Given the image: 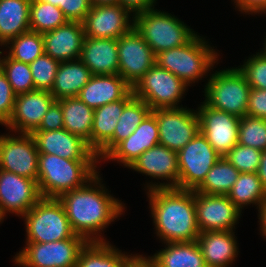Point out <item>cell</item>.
<instances>
[{
	"label": "cell",
	"mask_w": 266,
	"mask_h": 267,
	"mask_svg": "<svg viewBox=\"0 0 266 267\" xmlns=\"http://www.w3.org/2000/svg\"><path fill=\"white\" fill-rule=\"evenodd\" d=\"M106 188L99 171L84 186L58 198L72 231L88 242L107 241L102 231L125 214V204Z\"/></svg>",
	"instance_id": "6da1fadb"
},
{
	"label": "cell",
	"mask_w": 266,
	"mask_h": 267,
	"mask_svg": "<svg viewBox=\"0 0 266 267\" xmlns=\"http://www.w3.org/2000/svg\"><path fill=\"white\" fill-rule=\"evenodd\" d=\"M155 234L163 243L198 239L195 192L179 188L146 191Z\"/></svg>",
	"instance_id": "7a4b0ae2"
},
{
	"label": "cell",
	"mask_w": 266,
	"mask_h": 267,
	"mask_svg": "<svg viewBox=\"0 0 266 267\" xmlns=\"http://www.w3.org/2000/svg\"><path fill=\"white\" fill-rule=\"evenodd\" d=\"M99 160H69L56 155L39 154L38 189L43 198H59L84 186L98 172Z\"/></svg>",
	"instance_id": "3957f363"
},
{
	"label": "cell",
	"mask_w": 266,
	"mask_h": 267,
	"mask_svg": "<svg viewBox=\"0 0 266 267\" xmlns=\"http://www.w3.org/2000/svg\"><path fill=\"white\" fill-rule=\"evenodd\" d=\"M212 47L204 36L197 34L184 46L159 52L156 64L192 87V84L210 76L215 64H219V50Z\"/></svg>",
	"instance_id": "277c9868"
},
{
	"label": "cell",
	"mask_w": 266,
	"mask_h": 267,
	"mask_svg": "<svg viewBox=\"0 0 266 267\" xmlns=\"http://www.w3.org/2000/svg\"><path fill=\"white\" fill-rule=\"evenodd\" d=\"M134 28L156 55L188 44L198 33L174 14L155 7L134 15Z\"/></svg>",
	"instance_id": "5b68a950"
},
{
	"label": "cell",
	"mask_w": 266,
	"mask_h": 267,
	"mask_svg": "<svg viewBox=\"0 0 266 267\" xmlns=\"http://www.w3.org/2000/svg\"><path fill=\"white\" fill-rule=\"evenodd\" d=\"M204 85V102L239 118L247 115L251 86L237 67L215 70Z\"/></svg>",
	"instance_id": "8992f818"
},
{
	"label": "cell",
	"mask_w": 266,
	"mask_h": 267,
	"mask_svg": "<svg viewBox=\"0 0 266 267\" xmlns=\"http://www.w3.org/2000/svg\"><path fill=\"white\" fill-rule=\"evenodd\" d=\"M21 218L26 231L25 243H46L71 238L72 231L64 206L57 198H41Z\"/></svg>",
	"instance_id": "52a82bcc"
},
{
	"label": "cell",
	"mask_w": 266,
	"mask_h": 267,
	"mask_svg": "<svg viewBox=\"0 0 266 267\" xmlns=\"http://www.w3.org/2000/svg\"><path fill=\"white\" fill-rule=\"evenodd\" d=\"M87 240L77 234L46 243H25L13 257L17 267H77L78 257Z\"/></svg>",
	"instance_id": "ba28073f"
},
{
	"label": "cell",
	"mask_w": 266,
	"mask_h": 267,
	"mask_svg": "<svg viewBox=\"0 0 266 267\" xmlns=\"http://www.w3.org/2000/svg\"><path fill=\"white\" fill-rule=\"evenodd\" d=\"M132 90L134 96L147 103L151 110L177 108L183 107L179 104L188 91V85L170 71L155 64Z\"/></svg>",
	"instance_id": "9c48e42d"
},
{
	"label": "cell",
	"mask_w": 266,
	"mask_h": 267,
	"mask_svg": "<svg viewBox=\"0 0 266 267\" xmlns=\"http://www.w3.org/2000/svg\"><path fill=\"white\" fill-rule=\"evenodd\" d=\"M177 154V188L191 191H195L202 184L208 171L222 157L200 131Z\"/></svg>",
	"instance_id": "30bf717a"
},
{
	"label": "cell",
	"mask_w": 266,
	"mask_h": 267,
	"mask_svg": "<svg viewBox=\"0 0 266 267\" xmlns=\"http://www.w3.org/2000/svg\"><path fill=\"white\" fill-rule=\"evenodd\" d=\"M187 108H159L151 111L158 122L159 144L178 152L199 133L197 111Z\"/></svg>",
	"instance_id": "8fae6325"
},
{
	"label": "cell",
	"mask_w": 266,
	"mask_h": 267,
	"mask_svg": "<svg viewBox=\"0 0 266 267\" xmlns=\"http://www.w3.org/2000/svg\"><path fill=\"white\" fill-rule=\"evenodd\" d=\"M38 161L39 152L31 134L0 135V169L37 181Z\"/></svg>",
	"instance_id": "7c38bea8"
},
{
	"label": "cell",
	"mask_w": 266,
	"mask_h": 267,
	"mask_svg": "<svg viewBox=\"0 0 266 267\" xmlns=\"http://www.w3.org/2000/svg\"><path fill=\"white\" fill-rule=\"evenodd\" d=\"M140 174L149 176L158 182L148 181L145 191L156 188H177L179 183L177 151L157 144L142 153L129 167ZM164 180L166 182L160 181Z\"/></svg>",
	"instance_id": "4fadbf2b"
},
{
	"label": "cell",
	"mask_w": 266,
	"mask_h": 267,
	"mask_svg": "<svg viewBox=\"0 0 266 267\" xmlns=\"http://www.w3.org/2000/svg\"><path fill=\"white\" fill-rule=\"evenodd\" d=\"M118 74L133 88L156 64V54L133 28L118 38Z\"/></svg>",
	"instance_id": "5bb4252c"
},
{
	"label": "cell",
	"mask_w": 266,
	"mask_h": 267,
	"mask_svg": "<svg viewBox=\"0 0 266 267\" xmlns=\"http://www.w3.org/2000/svg\"><path fill=\"white\" fill-rule=\"evenodd\" d=\"M195 207L200 233L235 231L243 213L227 195L195 192Z\"/></svg>",
	"instance_id": "9a60e30c"
},
{
	"label": "cell",
	"mask_w": 266,
	"mask_h": 267,
	"mask_svg": "<svg viewBox=\"0 0 266 267\" xmlns=\"http://www.w3.org/2000/svg\"><path fill=\"white\" fill-rule=\"evenodd\" d=\"M197 108L200 132L215 151L225 156L238 144L240 118L227 112L216 110L204 101Z\"/></svg>",
	"instance_id": "2e32d148"
},
{
	"label": "cell",
	"mask_w": 266,
	"mask_h": 267,
	"mask_svg": "<svg viewBox=\"0 0 266 267\" xmlns=\"http://www.w3.org/2000/svg\"><path fill=\"white\" fill-rule=\"evenodd\" d=\"M36 180L0 169V216L15 214L22 217L40 199Z\"/></svg>",
	"instance_id": "e0dca14e"
},
{
	"label": "cell",
	"mask_w": 266,
	"mask_h": 267,
	"mask_svg": "<svg viewBox=\"0 0 266 267\" xmlns=\"http://www.w3.org/2000/svg\"><path fill=\"white\" fill-rule=\"evenodd\" d=\"M82 24L86 37L118 39L134 28V15L120 4L97 5Z\"/></svg>",
	"instance_id": "ac0fdd59"
},
{
	"label": "cell",
	"mask_w": 266,
	"mask_h": 267,
	"mask_svg": "<svg viewBox=\"0 0 266 267\" xmlns=\"http://www.w3.org/2000/svg\"><path fill=\"white\" fill-rule=\"evenodd\" d=\"M55 101L54 96L47 90H32L16 95L12 114L4 125L9 133L31 134L35 131Z\"/></svg>",
	"instance_id": "d6986e66"
},
{
	"label": "cell",
	"mask_w": 266,
	"mask_h": 267,
	"mask_svg": "<svg viewBox=\"0 0 266 267\" xmlns=\"http://www.w3.org/2000/svg\"><path fill=\"white\" fill-rule=\"evenodd\" d=\"M39 154L60 156L69 160H98L88 142L66 129L35 130L31 133Z\"/></svg>",
	"instance_id": "ffe728a7"
},
{
	"label": "cell",
	"mask_w": 266,
	"mask_h": 267,
	"mask_svg": "<svg viewBox=\"0 0 266 267\" xmlns=\"http://www.w3.org/2000/svg\"><path fill=\"white\" fill-rule=\"evenodd\" d=\"M159 144L158 122L150 112L135 131L120 142L103 160L129 167L146 150Z\"/></svg>",
	"instance_id": "44dd1931"
},
{
	"label": "cell",
	"mask_w": 266,
	"mask_h": 267,
	"mask_svg": "<svg viewBox=\"0 0 266 267\" xmlns=\"http://www.w3.org/2000/svg\"><path fill=\"white\" fill-rule=\"evenodd\" d=\"M134 97L131 90L123 99L98 107L94 110L91 129V149L99 162L112 151V136L124 106Z\"/></svg>",
	"instance_id": "7402d4cb"
},
{
	"label": "cell",
	"mask_w": 266,
	"mask_h": 267,
	"mask_svg": "<svg viewBox=\"0 0 266 267\" xmlns=\"http://www.w3.org/2000/svg\"><path fill=\"white\" fill-rule=\"evenodd\" d=\"M44 54L59 62L80 58L85 39L82 22L68 21L58 28L42 34Z\"/></svg>",
	"instance_id": "603a6c76"
},
{
	"label": "cell",
	"mask_w": 266,
	"mask_h": 267,
	"mask_svg": "<svg viewBox=\"0 0 266 267\" xmlns=\"http://www.w3.org/2000/svg\"><path fill=\"white\" fill-rule=\"evenodd\" d=\"M132 87L119 75H92L77 96L93 110L123 99Z\"/></svg>",
	"instance_id": "cb8c5ba5"
},
{
	"label": "cell",
	"mask_w": 266,
	"mask_h": 267,
	"mask_svg": "<svg viewBox=\"0 0 266 267\" xmlns=\"http://www.w3.org/2000/svg\"><path fill=\"white\" fill-rule=\"evenodd\" d=\"M79 59L93 75L118 74V39L85 37Z\"/></svg>",
	"instance_id": "d4e9b609"
},
{
	"label": "cell",
	"mask_w": 266,
	"mask_h": 267,
	"mask_svg": "<svg viewBox=\"0 0 266 267\" xmlns=\"http://www.w3.org/2000/svg\"><path fill=\"white\" fill-rule=\"evenodd\" d=\"M236 238L234 231L200 233L196 241L207 267H231L239 252Z\"/></svg>",
	"instance_id": "484cf974"
},
{
	"label": "cell",
	"mask_w": 266,
	"mask_h": 267,
	"mask_svg": "<svg viewBox=\"0 0 266 267\" xmlns=\"http://www.w3.org/2000/svg\"><path fill=\"white\" fill-rule=\"evenodd\" d=\"M31 0H0V44L30 30Z\"/></svg>",
	"instance_id": "4316f807"
},
{
	"label": "cell",
	"mask_w": 266,
	"mask_h": 267,
	"mask_svg": "<svg viewBox=\"0 0 266 267\" xmlns=\"http://www.w3.org/2000/svg\"><path fill=\"white\" fill-rule=\"evenodd\" d=\"M92 75L80 59L60 62L50 93L55 100L76 97Z\"/></svg>",
	"instance_id": "83f0119b"
},
{
	"label": "cell",
	"mask_w": 266,
	"mask_h": 267,
	"mask_svg": "<svg viewBox=\"0 0 266 267\" xmlns=\"http://www.w3.org/2000/svg\"><path fill=\"white\" fill-rule=\"evenodd\" d=\"M164 248L149 256L156 267H207L197 241L164 243Z\"/></svg>",
	"instance_id": "f1b7e54d"
},
{
	"label": "cell",
	"mask_w": 266,
	"mask_h": 267,
	"mask_svg": "<svg viewBox=\"0 0 266 267\" xmlns=\"http://www.w3.org/2000/svg\"><path fill=\"white\" fill-rule=\"evenodd\" d=\"M63 112V128L71 134L80 136L91 148V129L94 110L76 97L57 100Z\"/></svg>",
	"instance_id": "f546056e"
},
{
	"label": "cell",
	"mask_w": 266,
	"mask_h": 267,
	"mask_svg": "<svg viewBox=\"0 0 266 267\" xmlns=\"http://www.w3.org/2000/svg\"><path fill=\"white\" fill-rule=\"evenodd\" d=\"M133 255L122 252L110 241L87 242L80 251L77 267H123Z\"/></svg>",
	"instance_id": "4dcf8cb0"
},
{
	"label": "cell",
	"mask_w": 266,
	"mask_h": 267,
	"mask_svg": "<svg viewBox=\"0 0 266 267\" xmlns=\"http://www.w3.org/2000/svg\"><path fill=\"white\" fill-rule=\"evenodd\" d=\"M227 196L241 211L251 204L258 209L266 201V189L257 173L244 172L239 174Z\"/></svg>",
	"instance_id": "1f68e13d"
},
{
	"label": "cell",
	"mask_w": 266,
	"mask_h": 267,
	"mask_svg": "<svg viewBox=\"0 0 266 267\" xmlns=\"http://www.w3.org/2000/svg\"><path fill=\"white\" fill-rule=\"evenodd\" d=\"M240 172L222 156L208 171L202 184L194 191L210 195H227Z\"/></svg>",
	"instance_id": "d6a6232c"
},
{
	"label": "cell",
	"mask_w": 266,
	"mask_h": 267,
	"mask_svg": "<svg viewBox=\"0 0 266 267\" xmlns=\"http://www.w3.org/2000/svg\"><path fill=\"white\" fill-rule=\"evenodd\" d=\"M151 108L142 99L133 97L125 106L112 136V150L129 135L151 112Z\"/></svg>",
	"instance_id": "836d02e7"
},
{
	"label": "cell",
	"mask_w": 266,
	"mask_h": 267,
	"mask_svg": "<svg viewBox=\"0 0 266 267\" xmlns=\"http://www.w3.org/2000/svg\"><path fill=\"white\" fill-rule=\"evenodd\" d=\"M4 47L8 48L6 53L10 58L27 64L44 54L42 34L30 30L15 37Z\"/></svg>",
	"instance_id": "e575fe53"
},
{
	"label": "cell",
	"mask_w": 266,
	"mask_h": 267,
	"mask_svg": "<svg viewBox=\"0 0 266 267\" xmlns=\"http://www.w3.org/2000/svg\"><path fill=\"white\" fill-rule=\"evenodd\" d=\"M30 31L45 33L68 22L63 11L50 3L31 0Z\"/></svg>",
	"instance_id": "d590c367"
},
{
	"label": "cell",
	"mask_w": 266,
	"mask_h": 267,
	"mask_svg": "<svg viewBox=\"0 0 266 267\" xmlns=\"http://www.w3.org/2000/svg\"><path fill=\"white\" fill-rule=\"evenodd\" d=\"M3 55L4 52L0 55V68L12 86L13 92L18 95L35 90L29 64L16 61L7 54Z\"/></svg>",
	"instance_id": "8d00e7d4"
},
{
	"label": "cell",
	"mask_w": 266,
	"mask_h": 267,
	"mask_svg": "<svg viewBox=\"0 0 266 267\" xmlns=\"http://www.w3.org/2000/svg\"><path fill=\"white\" fill-rule=\"evenodd\" d=\"M238 144L266 150V119L244 116L240 118Z\"/></svg>",
	"instance_id": "74e56055"
},
{
	"label": "cell",
	"mask_w": 266,
	"mask_h": 267,
	"mask_svg": "<svg viewBox=\"0 0 266 267\" xmlns=\"http://www.w3.org/2000/svg\"><path fill=\"white\" fill-rule=\"evenodd\" d=\"M60 62L47 54L29 64L35 89L51 91Z\"/></svg>",
	"instance_id": "f35d334b"
},
{
	"label": "cell",
	"mask_w": 266,
	"mask_h": 267,
	"mask_svg": "<svg viewBox=\"0 0 266 267\" xmlns=\"http://www.w3.org/2000/svg\"><path fill=\"white\" fill-rule=\"evenodd\" d=\"M262 151L253 147L236 144L224 157L240 173H256Z\"/></svg>",
	"instance_id": "ab89813d"
},
{
	"label": "cell",
	"mask_w": 266,
	"mask_h": 267,
	"mask_svg": "<svg viewBox=\"0 0 266 267\" xmlns=\"http://www.w3.org/2000/svg\"><path fill=\"white\" fill-rule=\"evenodd\" d=\"M237 68L243 73L251 88L266 89V56L260 51L244 60Z\"/></svg>",
	"instance_id": "60d3db41"
},
{
	"label": "cell",
	"mask_w": 266,
	"mask_h": 267,
	"mask_svg": "<svg viewBox=\"0 0 266 267\" xmlns=\"http://www.w3.org/2000/svg\"><path fill=\"white\" fill-rule=\"evenodd\" d=\"M50 3L63 11L68 21L82 22L92 5L90 0H39Z\"/></svg>",
	"instance_id": "b9f144b4"
},
{
	"label": "cell",
	"mask_w": 266,
	"mask_h": 267,
	"mask_svg": "<svg viewBox=\"0 0 266 267\" xmlns=\"http://www.w3.org/2000/svg\"><path fill=\"white\" fill-rule=\"evenodd\" d=\"M16 94L0 68V125L4 126L13 111Z\"/></svg>",
	"instance_id": "7bdbcfd3"
},
{
	"label": "cell",
	"mask_w": 266,
	"mask_h": 267,
	"mask_svg": "<svg viewBox=\"0 0 266 267\" xmlns=\"http://www.w3.org/2000/svg\"><path fill=\"white\" fill-rule=\"evenodd\" d=\"M247 116L266 119V89L251 88L249 92Z\"/></svg>",
	"instance_id": "ee69618b"
},
{
	"label": "cell",
	"mask_w": 266,
	"mask_h": 267,
	"mask_svg": "<svg viewBox=\"0 0 266 267\" xmlns=\"http://www.w3.org/2000/svg\"><path fill=\"white\" fill-rule=\"evenodd\" d=\"M63 128V112L61 104L55 100L45 113L39 127L36 130H59Z\"/></svg>",
	"instance_id": "f6af8a7d"
},
{
	"label": "cell",
	"mask_w": 266,
	"mask_h": 267,
	"mask_svg": "<svg viewBox=\"0 0 266 267\" xmlns=\"http://www.w3.org/2000/svg\"><path fill=\"white\" fill-rule=\"evenodd\" d=\"M235 9L244 14L266 15V0H233Z\"/></svg>",
	"instance_id": "bcb514c9"
},
{
	"label": "cell",
	"mask_w": 266,
	"mask_h": 267,
	"mask_svg": "<svg viewBox=\"0 0 266 267\" xmlns=\"http://www.w3.org/2000/svg\"><path fill=\"white\" fill-rule=\"evenodd\" d=\"M157 0H118V4L125 7L133 15L154 8Z\"/></svg>",
	"instance_id": "7dc6e473"
},
{
	"label": "cell",
	"mask_w": 266,
	"mask_h": 267,
	"mask_svg": "<svg viewBox=\"0 0 266 267\" xmlns=\"http://www.w3.org/2000/svg\"><path fill=\"white\" fill-rule=\"evenodd\" d=\"M123 267H156L154 261L149 256L134 254Z\"/></svg>",
	"instance_id": "c3c4849f"
},
{
	"label": "cell",
	"mask_w": 266,
	"mask_h": 267,
	"mask_svg": "<svg viewBox=\"0 0 266 267\" xmlns=\"http://www.w3.org/2000/svg\"><path fill=\"white\" fill-rule=\"evenodd\" d=\"M258 219L260 234L266 239V201L258 208Z\"/></svg>",
	"instance_id": "681fc988"
},
{
	"label": "cell",
	"mask_w": 266,
	"mask_h": 267,
	"mask_svg": "<svg viewBox=\"0 0 266 267\" xmlns=\"http://www.w3.org/2000/svg\"><path fill=\"white\" fill-rule=\"evenodd\" d=\"M256 173L262 182L263 187L266 189V150L262 151L260 165L258 166Z\"/></svg>",
	"instance_id": "f907efd6"
},
{
	"label": "cell",
	"mask_w": 266,
	"mask_h": 267,
	"mask_svg": "<svg viewBox=\"0 0 266 267\" xmlns=\"http://www.w3.org/2000/svg\"><path fill=\"white\" fill-rule=\"evenodd\" d=\"M92 6L118 4V0H90Z\"/></svg>",
	"instance_id": "816d5d0a"
},
{
	"label": "cell",
	"mask_w": 266,
	"mask_h": 267,
	"mask_svg": "<svg viewBox=\"0 0 266 267\" xmlns=\"http://www.w3.org/2000/svg\"><path fill=\"white\" fill-rule=\"evenodd\" d=\"M266 37V36H265ZM263 48L260 50L266 56V38H264Z\"/></svg>",
	"instance_id": "f5cc1de1"
},
{
	"label": "cell",
	"mask_w": 266,
	"mask_h": 267,
	"mask_svg": "<svg viewBox=\"0 0 266 267\" xmlns=\"http://www.w3.org/2000/svg\"><path fill=\"white\" fill-rule=\"evenodd\" d=\"M4 221V219L0 216V224Z\"/></svg>",
	"instance_id": "db71d44e"
}]
</instances>
